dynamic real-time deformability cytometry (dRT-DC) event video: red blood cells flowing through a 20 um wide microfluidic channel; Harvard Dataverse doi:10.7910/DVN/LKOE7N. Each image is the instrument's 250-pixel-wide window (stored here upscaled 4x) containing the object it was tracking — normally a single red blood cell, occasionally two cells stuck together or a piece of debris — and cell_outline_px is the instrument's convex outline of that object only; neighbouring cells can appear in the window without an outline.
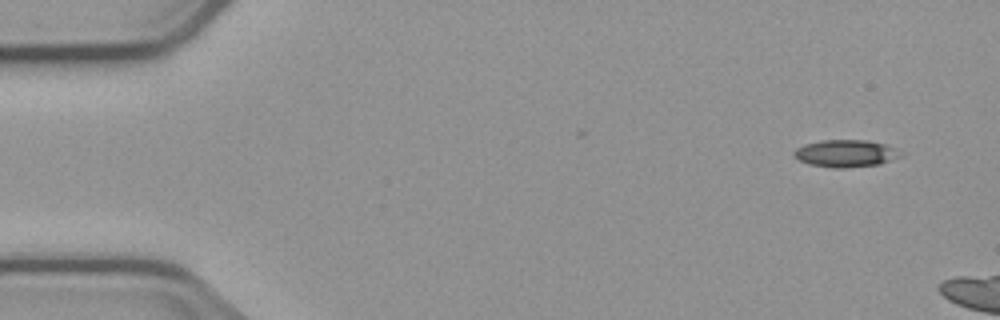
{"species": "common noctule bat (a hibernating species)", "species_latin": "Nyctalus noctula", "temperature_condition": "cold", "stored_images_in_passage": 3, "camera_frame_rate_fps": 3000, "um_per_image_px": 0.085, "animal": {"sex": "male", "body_mass_g": 23.1, "forearm_length_mm": 52.7}, "frame": {"image": 1, "passage_image": 1, "time_ms": 0.0, "image_size_px": [1000, 320], "cell_outline_px": [[904, 156], [880, 164], [844, 168], [832, 168], [808, 164], [800, 160], [792, 152], [796, 148], [804, 144], [820, 140], [868, 140], [884, 144], [896, 148]], "centroid_in_image_um": [71.9, 13.04], "position_along_channel_um": 13.1, "area_um2": 17.05}}